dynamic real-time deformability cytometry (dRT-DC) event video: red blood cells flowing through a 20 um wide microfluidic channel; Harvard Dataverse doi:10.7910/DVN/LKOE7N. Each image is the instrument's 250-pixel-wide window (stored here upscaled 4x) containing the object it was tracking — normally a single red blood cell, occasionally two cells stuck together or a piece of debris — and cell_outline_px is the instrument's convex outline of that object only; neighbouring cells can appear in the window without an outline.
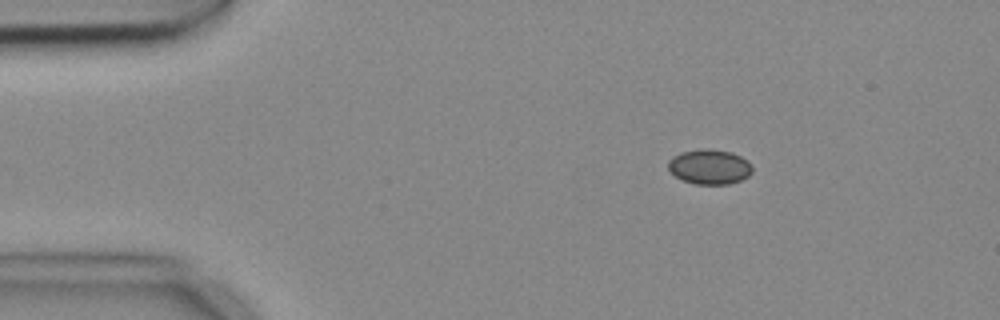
{"species": "common noctule bat (a hibernating species)", "species_latin": "Nyctalus noctula", "temperature_condition": "cold", "stored_images_in_passage": 3, "camera_frame_rate_fps": 3000, "um_per_image_px": 0.085, "animal": {"sex": "female", "body_mass_g": 18.4}, "frame": {"image": 1, "passage_image": 1, "time_ms": 0.0, "image_size_px": [1000, 320], "cell_outline_px": [[752, 172], [748, 176], [740, 180], [728, 184], [696, 184], [680, 180], [668, 168], [668, 160], [672, 156], [680, 152], [732, 152], [748, 160], [752, 168]], "centroid_in_image_um": [60.31, 14.23], "position_along_channel_um": 24.7, "area_um2": 16.42}}